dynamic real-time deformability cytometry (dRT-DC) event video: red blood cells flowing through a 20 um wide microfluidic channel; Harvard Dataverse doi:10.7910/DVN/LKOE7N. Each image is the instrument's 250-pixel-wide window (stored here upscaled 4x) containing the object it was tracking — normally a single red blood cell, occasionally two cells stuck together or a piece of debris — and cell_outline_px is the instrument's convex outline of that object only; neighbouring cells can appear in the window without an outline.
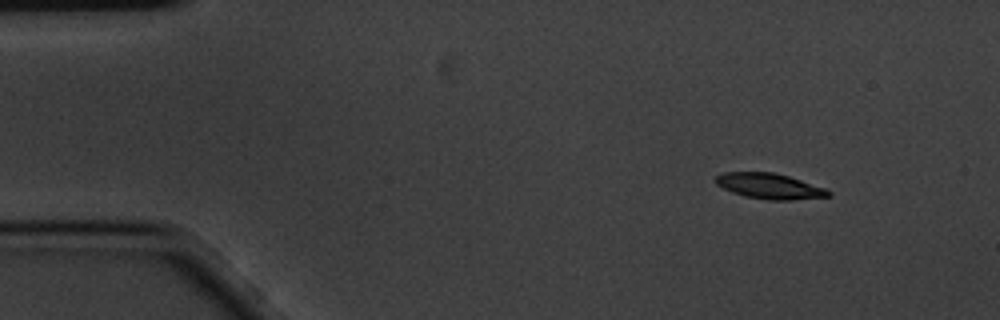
{"species": "common noctule bat (a hibernating species)", "species_latin": "Nyctalus noctula", "temperature_condition": "cold", "stored_images_in_passage": 5, "camera_frame_rate_fps": 3000, "um_per_image_px": 0.085, "animal": {"sex": "male", "body_mass_g": 20.1, "forearm_length_mm": 53.5}, "frame": {"image": 1, "passage_image": 1, "time_ms": 0.0, "image_size_px": [1000, 320], "cell_outline_px": [[832, 196], [792, 200], [768, 200], [744, 196], [732, 192], [716, 184], [712, 180], [716, 176], [724, 172], [772, 172], [788, 176], [828, 188], [832, 192]], "centroid_in_image_um": [65.44, 15.82], "position_along_channel_um": 19.6, "area_um2": 16.99}}
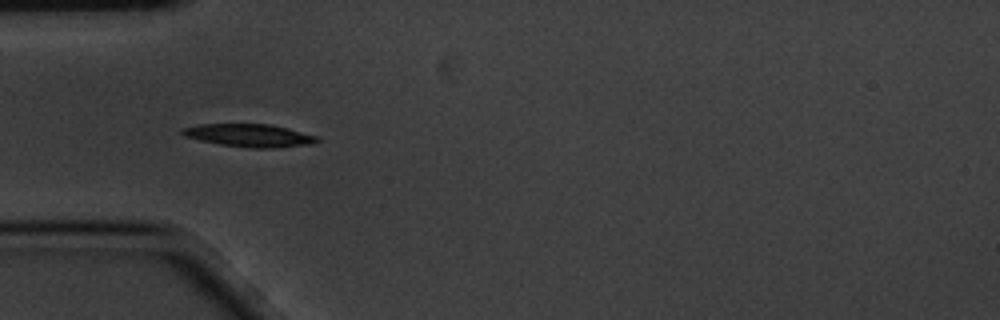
{"frame": {"image": 2, "passage_image": 4, "time_ms": 1.0, "image_size_px": [1000, 320], "cell_outline_px": [[320, 140], [312, 144], [276, 148], [252, 148], [220, 144], [200, 140], [184, 136], [180, 132], [180, 128], [196, 124], [268, 124], [288, 128], [316, 136]], "centroid_in_image_um": [21.16, 11.51], "position_along_channel_um": 63.8, "area_um2": 17.98}}
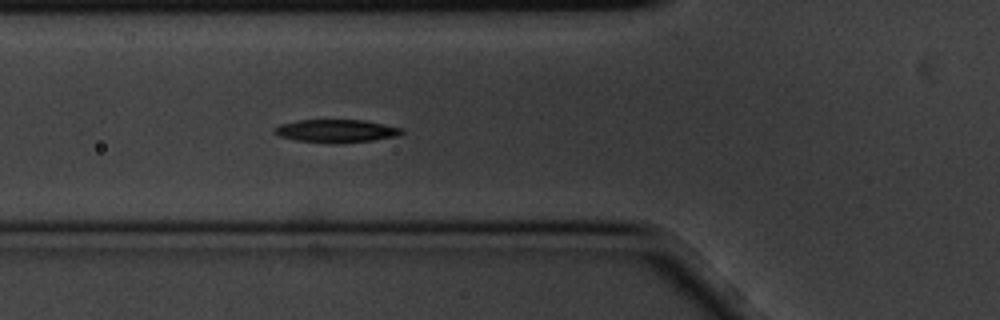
{"frame": {"image": 3, "passage_image": 5, "time_ms": 1.333, "image_size_px": [1000, 320], "cell_outline_px": [[404, 132], [396, 136], [372, 140], [340, 144], [296, 140], [280, 136], [272, 132], [272, 128], [280, 124], [296, 120], [364, 120], [404, 128]], "centroid_in_image_um": [28.56, 11.13], "position_along_channel_um": 97.2, "area_um2": 17.17}}